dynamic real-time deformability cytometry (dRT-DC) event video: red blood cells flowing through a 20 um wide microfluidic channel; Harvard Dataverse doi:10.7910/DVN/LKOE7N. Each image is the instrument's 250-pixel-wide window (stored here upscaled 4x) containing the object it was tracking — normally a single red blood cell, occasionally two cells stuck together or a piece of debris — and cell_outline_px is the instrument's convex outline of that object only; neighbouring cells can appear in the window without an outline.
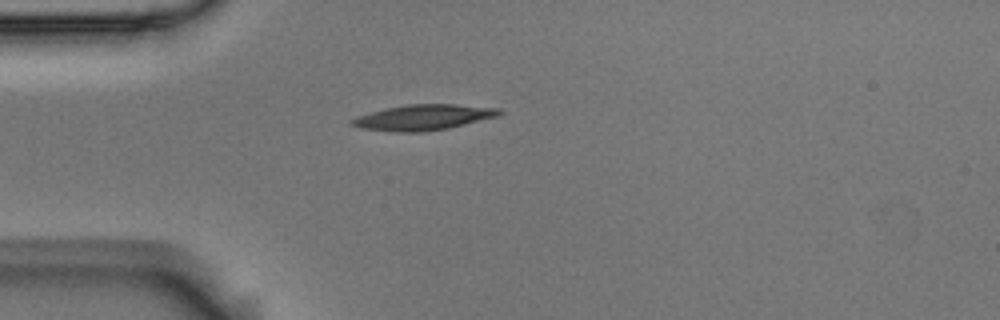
{"species": "Egyptian fruit bat (a non-hibernating species)", "species_latin": "Rousettus aegyptiacus", "temperature_condition": "room temperature", "stored_images_in_passage": 1, "camera_frame_rate_fps": 3000, "um_per_image_px": 0.085, "animal": {"sex": "male"}, "frame": {"image": 1, "passage_image": 1, "time_ms": 0.0, "image_size_px": [1000, 320], "cell_outline_px": [[504, 112], [500, 116], [448, 128], [424, 132], [392, 132], [360, 128], [352, 124], [348, 120], [356, 116], [388, 108], [408, 104], [456, 104], [500, 108]], "centroid_in_image_um": [36.02, 9.98], "position_along_channel_um": 49.0, "area_um2": 22.08}}